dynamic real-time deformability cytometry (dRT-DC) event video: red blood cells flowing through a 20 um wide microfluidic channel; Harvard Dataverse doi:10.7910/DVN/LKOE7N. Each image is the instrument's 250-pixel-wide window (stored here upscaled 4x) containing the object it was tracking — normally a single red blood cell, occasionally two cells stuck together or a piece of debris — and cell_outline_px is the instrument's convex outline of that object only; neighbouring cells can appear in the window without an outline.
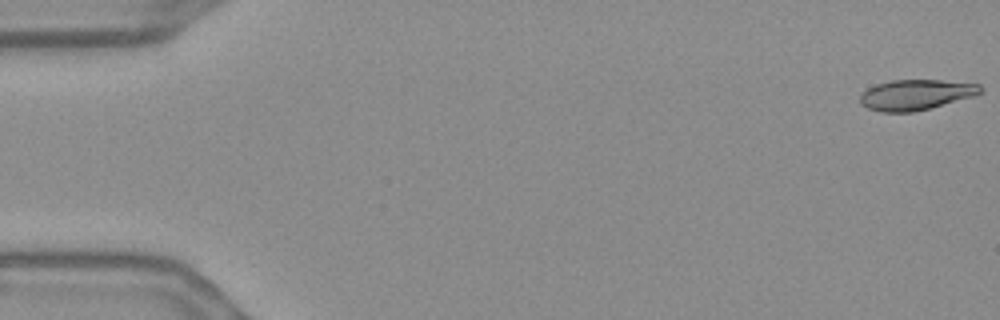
{"species": "Egyptian fruit bat (a non-hibernating species)", "species_latin": "Rousettus aegyptiacus", "temperature_condition": "warm", "stored_images_in_passage": 56, "camera_frame_rate_fps": 3000, "um_per_image_px": 0.085, "frame": {"image": 1, "passage_image": 1, "time_ms": 0.0, "image_size_px": [1000, 320], "cell_outline_px": [[984, 88], [980, 92], [972, 96], [928, 108], [912, 112], [880, 112], [868, 108], [860, 104], [860, 96], [868, 88], [876, 84], [892, 80], [940, 80], [980, 84]], "centroid_in_image_um": [77.81, 8.04], "position_along_channel_um": 7.2, "area_um2": 21.04}}
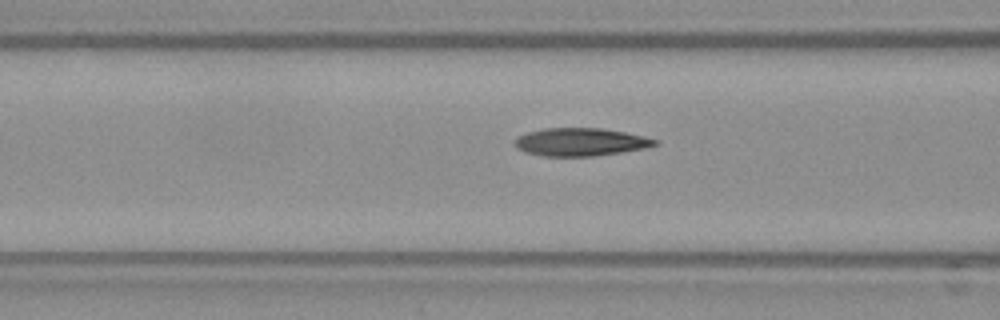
{"frame": {"image": 2, "passage_image": 22, "time_ms": 7.0, "image_size_px": [1000, 320], "cell_outline_px": [[660, 144], [644, 148], [596, 156], [544, 156], [524, 152], [516, 148], [516, 136], [528, 132], [544, 128], [600, 128], [624, 132], [660, 140]], "centroid_in_image_um": [49.34, 12.07], "position_along_channel_um": 117.3, "area_um2": 22.77}}
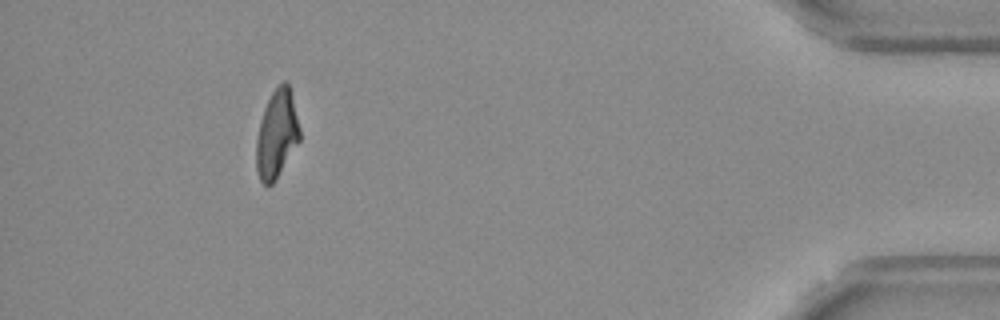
{"frame": {"image": 3, "passage_image": 51, "time_ms": 16.667, "image_size_px": [1000, 320], "cell_outline_px": [[300, 140], [276, 180], [272, 184], [264, 184], [260, 180], [256, 168], [256, 140], [264, 108], [272, 92], [284, 80], [288, 80], [300, 128]], "centroid_in_image_um": [23.53, 11.4], "position_along_channel_um": 411.7, "area_um2": 22.2}, "authors_computed_cell_mechanics": {"area_um2": 22.7443, "velocity_mm_per_s": 3.6767, "shape_relaxation_time_tau1_ms": 11.0005, "shape_relaxation_time_tau2_ms": 2.7729, "deformation_change_tau1": 0.2634, "deformation_change_tau2": 0.103}}